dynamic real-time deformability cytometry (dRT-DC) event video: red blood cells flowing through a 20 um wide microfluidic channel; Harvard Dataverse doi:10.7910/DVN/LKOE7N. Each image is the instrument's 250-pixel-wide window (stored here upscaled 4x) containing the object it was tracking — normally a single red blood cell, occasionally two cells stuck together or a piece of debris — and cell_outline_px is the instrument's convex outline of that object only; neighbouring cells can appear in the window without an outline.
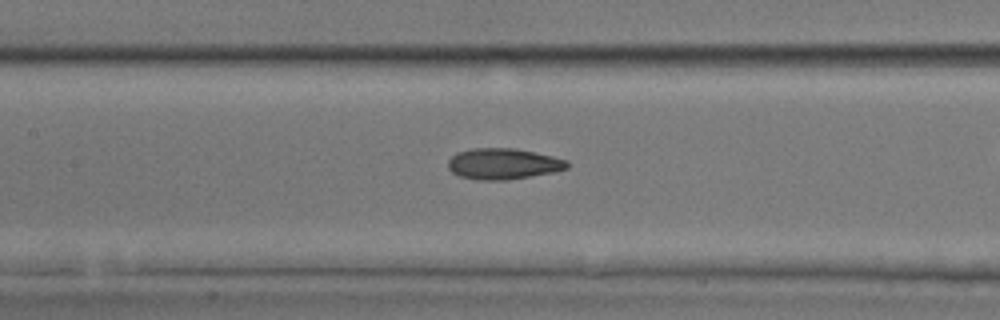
{"species": "common noctule bat (a hibernating species)", "species_latin": "Nyctalus noctula", "temperature_condition": "room temperature", "stored_images_in_passage": 34, "camera_frame_rate_fps": 3000, "um_per_image_px": 0.085, "animal": {"sex": "male", "body_mass_g": 17.9, "forearm_length_mm": 54.2}, "frame": {"image": 1, "passage_image": 20, "time_ms": 6.333, "image_size_px": [1000, 320], "cell_outline_px": [[568, 168], [556, 172], [508, 180], [476, 180], [460, 176], [452, 172], [448, 168], [448, 160], [456, 152], [472, 148], [516, 148], [552, 156], [568, 160]], "centroid_in_image_um": [42.77, 13.93], "position_along_channel_um": 164.6, "area_um2": 21.73}}